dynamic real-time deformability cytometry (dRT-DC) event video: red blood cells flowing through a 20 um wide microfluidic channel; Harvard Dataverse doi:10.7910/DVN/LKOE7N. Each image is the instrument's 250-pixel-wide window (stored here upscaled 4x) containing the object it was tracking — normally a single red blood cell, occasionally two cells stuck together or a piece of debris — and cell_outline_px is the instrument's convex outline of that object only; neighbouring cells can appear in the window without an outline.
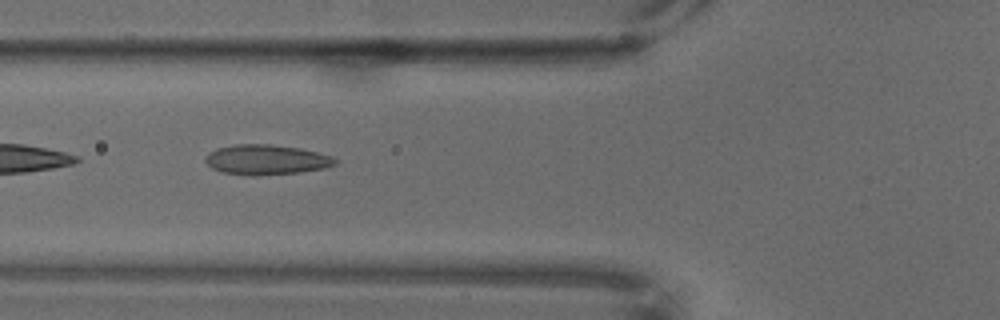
{"species": "common noctule bat (a hibernating species)", "species_latin": "Nyctalus noctula", "temperature_condition": "warm", "stored_images_in_passage": 42, "camera_frame_rate_fps": 3000, "um_per_image_px": 0.085, "animal": {"sex": "male", "body_mass_g": 18.8}, "frame": {"image": 1, "passage_image": 6, "time_ms": 1.667, "image_size_px": [1000, 320], "cell_outline_px": [[336, 164], [324, 168], [300, 172], [252, 176], [224, 172], [212, 168], [204, 160], [208, 152], [216, 148], [236, 144], [272, 144], [300, 148], [332, 156], [336, 160]], "centroid_in_image_um": [22.61, 13.57], "position_along_channel_um": 103.2, "area_um2": 22.66}}
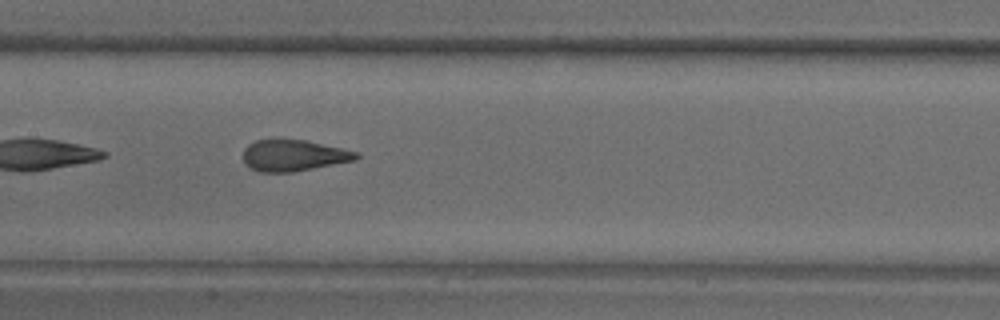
{"frame": {"image": 2, "passage_image": 14, "time_ms": 4.333, "image_size_px": [1000, 320], "cell_outline_px": [[360, 156], [356, 160], [292, 172], [260, 172], [248, 168], [244, 160], [244, 148], [248, 144], [256, 140], [280, 136], [304, 140], [360, 152]], "centroid_in_image_um": [24.92, 13.18], "position_along_channel_um": 182.5, "area_um2": 21.21}}
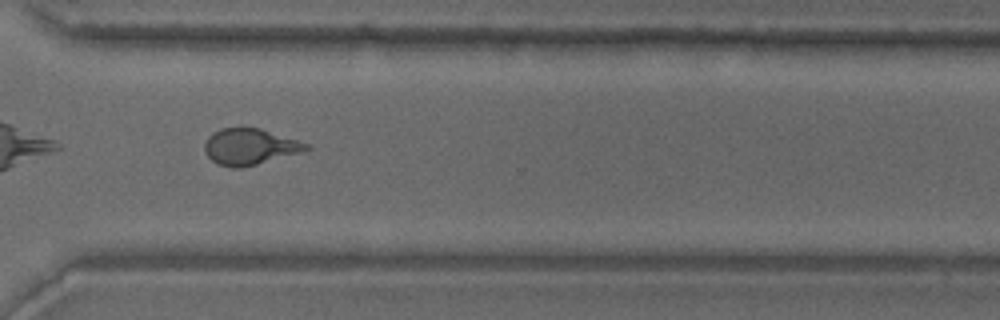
{"frame": {"image": 3, "passage_image": 31, "time_ms": 10.0, "image_size_px": [1000, 320], "cell_outline_px": [[312, 148], [256, 164], [240, 168], [232, 168], [216, 164], [204, 152], [204, 144], [208, 136], [212, 132], [220, 128], [260, 128], [312, 144]], "centroid_in_image_um": [21.21, 12.46], "position_along_channel_um": 349.4, "area_um2": 21.39}}